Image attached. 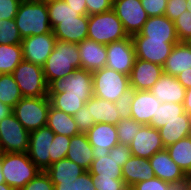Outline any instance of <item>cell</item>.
Returning a JSON list of instances; mask_svg holds the SVG:
<instances>
[{
	"label": "cell",
	"mask_w": 191,
	"mask_h": 190,
	"mask_svg": "<svg viewBox=\"0 0 191 190\" xmlns=\"http://www.w3.org/2000/svg\"><path fill=\"white\" fill-rule=\"evenodd\" d=\"M191 48V36L184 41Z\"/></svg>",
	"instance_id": "obj_63"
},
{
	"label": "cell",
	"mask_w": 191,
	"mask_h": 190,
	"mask_svg": "<svg viewBox=\"0 0 191 190\" xmlns=\"http://www.w3.org/2000/svg\"><path fill=\"white\" fill-rule=\"evenodd\" d=\"M14 19L22 39L52 31L46 3L22 0Z\"/></svg>",
	"instance_id": "obj_2"
},
{
	"label": "cell",
	"mask_w": 191,
	"mask_h": 190,
	"mask_svg": "<svg viewBox=\"0 0 191 190\" xmlns=\"http://www.w3.org/2000/svg\"><path fill=\"white\" fill-rule=\"evenodd\" d=\"M86 134L93 148L94 158L105 157L118 144L117 128L113 124L95 123Z\"/></svg>",
	"instance_id": "obj_17"
},
{
	"label": "cell",
	"mask_w": 191,
	"mask_h": 190,
	"mask_svg": "<svg viewBox=\"0 0 191 190\" xmlns=\"http://www.w3.org/2000/svg\"><path fill=\"white\" fill-rule=\"evenodd\" d=\"M21 41L15 19H0V44H21Z\"/></svg>",
	"instance_id": "obj_39"
},
{
	"label": "cell",
	"mask_w": 191,
	"mask_h": 190,
	"mask_svg": "<svg viewBox=\"0 0 191 190\" xmlns=\"http://www.w3.org/2000/svg\"><path fill=\"white\" fill-rule=\"evenodd\" d=\"M93 96L116 102L130 88L129 76L103 67L92 72Z\"/></svg>",
	"instance_id": "obj_6"
},
{
	"label": "cell",
	"mask_w": 191,
	"mask_h": 190,
	"mask_svg": "<svg viewBox=\"0 0 191 190\" xmlns=\"http://www.w3.org/2000/svg\"><path fill=\"white\" fill-rule=\"evenodd\" d=\"M50 105L48 96L22 97L12 112L23 127L31 132L46 126Z\"/></svg>",
	"instance_id": "obj_5"
},
{
	"label": "cell",
	"mask_w": 191,
	"mask_h": 190,
	"mask_svg": "<svg viewBox=\"0 0 191 190\" xmlns=\"http://www.w3.org/2000/svg\"><path fill=\"white\" fill-rule=\"evenodd\" d=\"M87 15L104 13L112 10L113 0H85Z\"/></svg>",
	"instance_id": "obj_49"
},
{
	"label": "cell",
	"mask_w": 191,
	"mask_h": 190,
	"mask_svg": "<svg viewBox=\"0 0 191 190\" xmlns=\"http://www.w3.org/2000/svg\"><path fill=\"white\" fill-rule=\"evenodd\" d=\"M151 167L155 177L163 181L173 183L184 180L186 174L183 170L171 159L166 149L156 152L149 158Z\"/></svg>",
	"instance_id": "obj_22"
},
{
	"label": "cell",
	"mask_w": 191,
	"mask_h": 190,
	"mask_svg": "<svg viewBox=\"0 0 191 190\" xmlns=\"http://www.w3.org/2000/svg\"><path fill=\"white\" fill-rule=\"evenodd\" d=\"M45 172L49 175L53 184H58L73 182L86 170L73 161L64 158L53 163Z\"/></svg>",
	"instance_id": "obj_29"
},
{
	"label": "cell",
	"mask_w": 191,
	"mask_h": 190,
	"mask_svg": "<svg viewBox=\"0 0 191 190\" xmlns=\"http://www.w3.org/2000/svg\"><path fill=\"white\" fill-rule=\"evenodd\" d=\"M21 91L12 74H0V101L13 108L21 99Z\"/></svg>",
	"instance_id": "obj_36"
},
{
	"label": "cell",
	"mask_w": 191,
	"mask_h": 190,
	"mask_svg": "<svg viewBox=\"0 0 191 190\" xmlns=\"http://www.w3.org/2000/svg\"><path fill=\"white\" fill-rule=\"evenodd\" d=\"M21 190H54V184L45 171H40L37 176L28 182Z\"/></svg>",
	"instance_id": "obj_45"
},
{
	"label": "cell",
	"mask_w": 191,
	"mask_h": 190,
	"mask_svg": "<svg viewBox=\"0 0 191 190\" xmlns=\"http://www.w3.org/2000/svg\"><path fill=\"white\" fill-rule=\"evenodd\" d=\"M71 137L55 134L52 141L51 154L50 156V166L57 161L66 158L67 151L69 149Z\"/></svg>",
	"instance_id": "obj_41"
},
{
	"label": "cell",
	"mask_w": 191,
	"mask_h": 190,
	"mask_svg": "<svg viewBox=\"0 0 191 190\" xmlns=\"http://www.w3.org/2000/svg\"><path fill=\"white\" fill-rule=\"evenodd\" d=\"M42 67L47 84L80 69L81 59L77 43L57 40L54 50Z\"/></svg>",
	"instance_id": "obj_1"
},
{
	"label": "cell",
	"mask_w": 191,
	"mask_h": 190,
	"mask_svg": "<svg viewBox=\"0 0 191 190\" xmlns=\"http://www.w3.org/2000/svg\"><path fill=\"white\" fill-rule=\"evenodd\" d=\"M74 95H93L92 72L85 69H76L62 79L53 80L48 84V93H60Z\"/></svg>",
	"instance_id": "obj_13"
},
{
	"label": "cell",
	"mask_w": 191,
	"mask_h": 190,
	"mask_svg": "<svg viewBox=\"0 0 191 190\" xmlns=\"http://www.w3.org/2000/svg\"><path fill=\"white\" fill-rule=\"evenodd\" d=\"M109 156H113V158L122 167L124 163L132 156V154L128 145L118 143L116 146L110 149Z\"/></svg>",
	"instance_id": "obj_52"
},
{
	"label": "cell",
	"mask_w": 191,
	"mask_h": 190,
	"mask_svg": "<svg viewBox=\"0 0 191 190\" xmlns=\"http://www.w3.org/2000/svg\"><path fill=\"white\" fill-rule=\"evenodd\" d=\"M106 50V67L129 76L136 59L132 37L109 43Z\"/></svg>",
	"instance_id": "obj_11"
},
{
	"label": "cell",
	"mask_w": 191,
	"mask_h": 190,
	"mask_svg": "<svg viewBox=\"0 0 191 190\" xmlns=\"http://www.w3.org/2000/svg\"><path fill=\"white\" fill-rule=\"evenodd\" d=\"M74 120L80 133L86 134L88 130L95 124L91 117L90 110L86 105L82 106L74 115Z\"/></svg>",
	"instance_id": "obj_44"
},
{
	"label": "cell",
	"mask_w": 191,
	"mask_h": 190,
	"mask_svg": "<svg viewBox=\"0 0 191 190\" xmlns=\"http://www.w3.org/2000/svg\"><path fill=\"white\" fill-rule=\"evenodd\" d=\"M129 37L120 19L113 10L88 16V37L107 45Z\"/></svg>",
	"instance_id": "obj_4"
},
{
	"label": "cell",
	"mask_w": 191,
	"mask_h": 190,
	"mask_svg": "<svg viewBox=\"0 0 191 190\" xmlns=\"http://www.w3.org/2000/svg\"><path fill=\"white\" fill-rule=\"evenodd\" d=\"M140 34L149 39L179 40L174 22L165 15L148 17Z\"/></svg>",
	"instance_id": "obj_24"
},
{
	"label": "cell",
	"mask_w": 191,
	"mask_h": 190,
	"mask_svg": "<svg viewBox=\"0 0 191 190\" xmlns=\"http://www.w3.org/2000/svg\"><path fill=\"white\" fill-rule=\"evenodd\" d=\"M133 99H134V89L130 87L128 90L124 91V93L115 102V107L118 110L121 119L131 117L130 112H131V103Z\"/></svg>",
	"instance_id": "obj_43"
},
{
	"label": "cell",
	"mask_w": 191,
	"mask_h": 190,
	"mask_svg": "<svg viewBox=\"0 0 191 190\" xmlns=\"http://www.w3.org/2000/svg\"><path fill=\"white\" fill-rule=\"evenodd\" d=\"M112 10L131 37L141 32L148 19L140 0H113Z\"/></svg>",
	"instance_id": "obj_10"
},
{
	"label": "cell",
	"mask_w": 191,
	"mask_h": 190,
	"mask_svg": "<svg viewBox=\"0 0 191 190\" xmlns=\"http://www.w3.org/2000/svg\"><path fill=\"white\" fill-rule=\"evenodd\" d=\"M142 124L138 123L134 119L125 118L121 119L116 125L117 135H118V143L130 145L133 138L137 135L141 128Z\"/></svg>",
	"instance_id": "obj_37"
},
{
	"label": "cell",
	"mask_w": 191,
	"mask_h": 190,
	"mask_svg": "<svg viewBox=\"0 0 191 190\" xmlns=\"http://www.w3.org/2000/svg\"><path fill=\"white\" fill-rule=\"evenodd\" d=\"M37 2H42V3H52V2H56V1H62V0H35Z\"/></svg>",
	"instance_id": "obj_61"
},
{
	"label": "cell",
	"mask_w": 191,
	"mask_h": 190,
	"mask_svg": "<svg viewBox=\"0 0 191 190\" xmlns=\"http://www.w3.org/2000/svg\"><path fill=\"white\" fill-rule=\"evenodd\" d=\"M0 190H14V189L11 186H9L7 183H1Z\"/></svg>",
	"instance_id": "obj_59"
},
{
	"label": "cell",
	"mask_w": 191,
	"mask_h": 190,
	"mask_svg": "<svg viewBox=\"0 0 191 190\" xmlns=\"http://www.w3.org/2000/svg\"><path fill=\"white\" fill-rule=\"evenodd\" d=\"M54 190H96V188L93 176L86 171L73 182L54 184Z\"/></svg>",
	"instance_id": "obj_40"
},
{
	"label": "cell",
	"mask_w": 191,
	"mask_h": 190,
	"mask_svg": "<svg viewBox=\"0 0 191 190\" xmlns=\"http://www.w3.org/2000/svg\"><path fill=\"white\" fill-rule=\"evenodd\" d=\"M47 96L52 107L73 116L93 95H74L63 91L48 93Z\"/></svg>",
	"instance_id": "obj_31"
},
{
	"label": "cell",
	"mask_w": 191,
	"mask_h": 190,
	"mask_svg": "<svg viewBox=\"0 0 191 190\" xmlns=\"http://www.w3.org/2000/svg\"><path fill=\"white\" fill-rule=\"evenodd\" d=\"M49 20H68L81 16L80 10L70 7L65 1L47 3Z\"/></svg>",
	"instance_id": "obj_38"
},
{
	"label": "cell",
	"mask_w": 191,
	"mask_h": 190,
	"mask_svg": "<svg viewBox=\"0 0 191 190\" xmlns=\"http://www.w3.org/2000/svg\"><path fill=\"white\" fill-rule=\"evenodd\" d=\"M21 0H0V19H14Z\"/></svg>",
	"instance_id": "obj_51"
},
{
	"label": "cell",
	"mask_w": 191,
	"mask_h": 190,
	"mask_svg": "<svg viewBox=\"0 0 191 190\" xmlns=\"http://www.w3.org/2000/svg\"><path fill=\"white\" fill-rule=\"evenodd\" d=\"M30 132L12 112L0 121V148L2 153H27Z\"/></svg>",
	"instance_id": "obj_8"
},
{
	"label": "cell",
	"mask_w": 191,
	"mask_h": 190,
	"mask_svg": "<svg viewBox=\"0 0 191 190\" xmlns=\"http://www.w3.org/2000/svg\"><path fill=\"white\" fill-rule=\"evenodd\" d=\"M186 190H191V173L186 174V177L184 178Z\"/></svg>",
	"instance_id": "obj_58"
},
{
	"label": "cell",
	"mask_w": 191,
	"mask_h": 190,
	"mask_svg": "<svg viewBox=\"0 0 191 190\" xmlns=\"http://www.w3.org/2000/svg\"><path fill=\"white\" fill-rule=\"evenodd\" d=\"M1 183H5V178H4V175L1 171V158H0V184Z\"/></svg>",
	"instance_id": "obj_60"
},
{
	"label": "cell",
	"mask_w": 191,
	"mask_h": 190,
	"mask_svg": "<svg viewBox=\"0 0 191 190\" xmlns=\"http://www.w3.org/2000/svg\"><path fill=\"white\" fill-rule=\"evenodd\" d=\"M85 105L90 110L91 117H93L95 123L117 125L121 120L114 102L92 96Z\"/></svg>",
	"instance_id": "obj_28"
},
{
	"label": "cell",
	"mask_w": 191,
	"mask_h": 190,
	"mask_svg": "<svg viewBox=\"0 0 191 190\" xmlns=\"http://www.w3.org/2000/svg\"><path fill=\"white\" fill-rule=\"evenodd\" d=\"M77 46L79 49L82 69L93 72L106 66V45L86 38L78 43Z\"/></svg>",
	"instance_id": "obj_20"
},
{
	"label": "cell",
	"mask_w": 191,
	"mask_h": 190,
	"mask_svg": "<svg viewBox=\"0 0 191 190\" xmlns=\"http://www.w3.org/2000/svg\"><path fill=\"white\" fill-rule=\"evenodd\" d=\"M169 184V182L163 181L160 178L153 177L134 184L129 190H168Z\"/></svg>",
	"instance_id": "obj_47"
},
{
	"label": "cell",
	"mask_w": 191,
	"mask_h": 190,
	"mask_svg": "<svg viewBox=\"0 0 191 190\" xmlns=\"http://www.w3.org/2000/svg\"><path fill=\"white\" fill-rule=\"evenodd\" d=\"M185 174L191 173V135L165 148Z\"/></svg>",
	"instance_id": "obj_33"
},
{
	"label": "cell",
	"mask_w": 191,
	"mask_h": 190,
	"mask_svg": "<svg viewBox=\"0 0 191 190\" xmlns=\"http://www.w3.org/2000/svg\"><path fill=\"white\" fill-rule=\"evenodd\" d=\"M179 42H184L191 36V12L184 11L174 21Z\"/></svg>",
	"instance_id": "obj_42"
},
{
	"label": "cell",
	"mask_w": 191,
	"mask_h": 190,
	"mask_svg": "<svg viewBox=\"0 0 191 190\" xmlns=\"http://www.w3.org/2000/svg\"><path fill=\"white\" fill-rule=\"evenodd\" d=\"M67 159L73 161L86 171L89 170L94 160L93 148L89 143L87 134L72 136L67 151Z\"/></svg>",
	"instance_id": "obj_25"
},
{
	"label": "cell",
	"mask_w": 191,
	"mask_h": 190,
	"mask_svg": "<svg viewBox=\"0 0 191 190\" xmlns=\"http://www.w3.org/2000/svg\"><path fill=\"white\" fill-rule=\"evenodd\" d=\"M46 126L55 134H61L68 137L80 134L74 117L52 107L51 105L48 111Z\"/></svg>",
	"instance_id": "obj_30"
},
{
	"label": "cell",
	"mask_w": 191,
	"mask_h": 190,
	"mask_svg": "<svg viewBox=\"0 0 191 190\" xmlns=\"http://www.w3.org/2000/svg\"><path fill=\"white\" fill-rule=\"evenodd\" d=\"M191 68V48L185 42L176 43L163 65L164 74L176 77Z\"/></svg>",
	"instance_id": "obj_26"
},
{
	"label": "cell",
	"mask_w": 191,
	"mask_h": 190,
	"mask_svg": "<svg viewBox=\"0 0 191 190\" xmlns=\"http://www.w3.org/2000/svg\"><path fill=\"white\" fill-rule=\"evenodd\" d=\"M160 137L164 147H168L184 137L191 135V116L182 114V119H173L159 128Z\"/></svg>",
	"instance_id": "obj_27"
},
{
	"label": "cell",
	"mask_w": 191,
	"mask_h": 190,
	"mask_svg": "<svg viewBox=\"0 0 191 190\" xmlns=\"http://www.w3.org/2000/svg\"><path fill=\"white\" fill-rule=\"evenodd\" d=\"M168 190H186L185 181L173 182L168 185Z\"/></svg>",
	"instance_id": "obj_57"
},
{
	"label": "cell",
	"mask_w": 191,
	"mask_h": 190,
	"mask_svg": "<svg viewBox=\"0 0 191 190\" xmlns=\"http://www.w3.org/2000/svg\"><path fill=\"white\" fill-rule=\"evenodd\" d=\"M132 40L136 58L161 66L164 65L173 46L179 42V40L149 39V37L142 36L140 33L133 35Z\"/></svg>",
	"instance_id": "obj_9"
},
{
	"label": "cell",
	"mask_w": 191,
	"mask_h": 190,
	"mask_svg": "<svg viewBox=\"0 0 191 190\" xmlns=\"http://www.w3.org/2000/svg\"><path fill=\"white\" fill-rule=\"evenodd\" d=\"M96 190H129L123 179H93Z\"/></svg>",
	"instance_id": "obj_48"
},
{
	"label": "cell",
	"mask_w": 191,
	"mask_h": 190,
	"mask_svg": "<svg viewBox=\"0 0 191 190\" xmlns=\"http://www.w3.org/2000/svg\"><path fill=\"white\" fill-rule=\"evenodd\" d=\"M23 97H43L48 94L43 67L22 60L12 72Z\"/></svg>",
	"instance_id": "obj_7"
},
{
	"label": "cell",
	"mask_w": 191,
	"mask_h": 190,
	"mask_svg": "<svg viewBox=\"0 0 191 190\" xmlns=\"http://www.w3.org/2000/svg\"><path fill=\"white\" fill-rule=\"evenodd\" d=\"M150 92L162 102L183 104L186 88L172 75L162 74Z\"/></svg>",
	"instance_id": "obj_21"
},
{
	"label": "cell",
	"mask_w": 191,
	"mask_h": 190,
	"mask_svg": "<svg viewBox=\"0 0 191 190\" xmlns=\"http://www.w3.org/2000/svg\"><path fill=\"white\" fill-rule=\"evenodd\" d=\"M186 3H187V11H190L191 12V0H186Z\"/></svg>",
	"instance_id": "obj_62"
},
{
	"label": "cell",
	"mask_w": 191,
	"mask_h": 190,
	"mask_svg": "<svg viewBox=\"0 0 191 190\" xmlns=\"http://www.w3.org/2000/svg\"><path fill=\"white\" fill-rule=\"evenodd\" d=\"M57 39L53 32L22 39L23 60L43 66L52 53Z\"/></svg>",
	"instance_id": "obj_14"
},
{
	"label": "cell",
	"mask_w": 191,
	"mask_h": 190,
	"mask_svg": "<svg viewBox=\"0 0 191 190\" xmlns=\"http://www.w3.org/2000/svg\"><path fill=\"white\" fill-rule=\"evenodd\" d=\"M186 6V0H168L164 15L174 22L181 13L187 10Z\"/></svg>",
	"instance_id": "obj_50"
},
{
	"label": "cell",
	"mask_w": 191,
	"mask_h": 190,
	"mask_svg": "<svg viewBox=\"0 0 191 190\" xmlns=\"http://www.w3.org/2000/svg\"><path fill=\"white\" fill-rule=\"evenodd\" d=\"M160 104L161 102L150 90H134L130 112L131 118L142 125H148Z\"/></svg>",
	"instance_id": "obj_19"
},
{
	"label": "cell",
	"mask_w": 191,
	"mask_h": 190,
	"mask_svg": "<svg viewBox=\"0 0 191 190\" xmlns=\"http://www.w3.org/2000/svg\"><path fill=\"white\" fill-rule=\"evenodd\" d=\"M163 73V66L136 58L129 75L130 87L134 90H150Z\"/></svg>",
	"instance_id": "obj_18"
},
{
	"label": "cell",
	"mask_w": 191,
	"mask_h": 190,
	"mask_svg": "<svg viewBox=\"0 0 191 190\" xmlns=\"http://www.w3.org/2000/svg\"><path fill=\"white\" fill-rule=\"evenodd\" d=\"M63 1H65L73 9L80 10V15H87V7L85 0H63Z\"/></svg>",
	"instance_id": "obj_53"
},
{
	"label": "cell",
	"mask_w": 191,
	"mask_h": 190,
	"mask_svg": "<svg viewBox=\"0 0 191 190\" xmlns=\"http://www.w3.org/2000/svg\"><path fill=\"white\" fill-rule=\"evenodd\" d=\"M148 17L163 16L168 0H140Z\"/></svg>",
	"instance_id": "obj_46"
},
{
	"label": "cell",
	"mask_w": 191,
	"mask_h": 190,
	"mask_svg": "<svg viewBox=\"0 0 191 190\" xmlns=\"http://www.w3.org/2000/svg\"><path fill=\"white\" fill-rule=\"evenodd\" d=\"M125 185L130 189L134 184L155 177L149 159L131 156L121 167Z\"/></svg>",
	"instance_id": "obj_23"
},
{
	"label": "cell",
	"mask_w": 191,
	"mask_h": 190,
	"mask_svg": "<svg viewBox=\"0 0 191 190\" xmlns=\"http://www.w3.org/2000/svg\"><path fill=\"white\" fill-rule=\"evenodd\" d=\"M49 21L57 40L78 44L88 37V15H81L75 19Z\"/></svg>",
	"instance_id": "obj_16"
},
{
	"label": "cell",
	"mask_w": 191,
	"mask_h": 190,
	"mask_svg": "<svg viewBox=\"0 0 191 190\" xmlns=\"http://www.w3.org/2000/svg\"><path fill=\"white\" fill-rule=\"evenodd\" d=\"M129 147L133 156L146 159L165 149L159 130L150 125L141 126Z\"/></svg>",
	"instance_id": "obj_15"
},
{
	"label": "cell",
	"mask_w": 191,
	"mask_h": 190,
	"mask_svg": "<svg viewBox=\"0 0 191 190\" xmlns=\"http://www.w3.org/2000/svg\"><path fill=\"white\" fill-rule=\"evenodd\" d=\"M23 60L21 44H0V74H12Z\"/></svg>",
	"instance_id": "obj_35"
},
{
	"label": "cell",
	"mask_w": 191,
	"mask_h": 190,
	"mask_svg": "<svg viewBox=\"0 0 191 190\" xmlns=\"http://www.w3.org/2000/svg\"><path fill=\"white\" fill-rule=\"evenodd\" d=\"M54 136L55 133L47 126L30 132L27 154L41 171H46L50 167L49 155Z\"/></svg>",
	"instance_id": "obj_12"
},
{
	"label": "cell",
	"mask_w": 191,
	"mask_h": 190,
	"mask_svg": "<svg viewBox=\"0 0 191 190\" xmlns=\"http://www.w3.org/2000/svg\"><path fill=\"white\" fill-rule=\"evenodd\" d=\"M183 106L185 112L191 116V88L186 89Z\"/></svg>",
	"instance_id": "obj_55"
},
{
	"label": "cell",
	"mask_w": 191,
	"mask_h": 190,
	"mask_svg": "<svg viewBox=\"0 0 191 190\" xmlns=\"http://www.w3.org/2000/svg\"><path fill=\"white\" fill-rule=\"evenodd\" d=\"M88 171L93 179H123L121 166L109 154L94 158Z\"/></svg>",
	"instance_id": "obj_32"
},
{
	"label": "cell",
	"mask_w": 191,
	"mask_h": 190,
	"mask_svg": "<svg viewBox=\"0 0 191 190\" xmlns=\"http://www.w3.org/2000/svg\"><path fill=\"white\" fill-rule=\"evenodd\" d=\"M12 113V108L9 105L3 104L0 101V121Z\"/></svg>",
	"instance_id": "obj_56"
},
{
	"label": "cell",
	"mask_w": 191,
	"mask_h": 190,
	"mask_svg": "<svg viewBox=\"0 0 191 190\" xmlns=\"http://www.w3.org/2000/svg\"><path fill=\"white\" fill-rule=\"evenodd\" d=\"M1 171L5 183L14 190H21L41 171L29 158L27 153H2Z\"/></svg>",
	"instance_id": "obj_3"
},
{
	"label": "cell",
	"mask_w": 191,
	"mask_h": 190,
	"mask_svg": "<svg viewBox=\"0 0 191 190\" xmlns=\"http://www.w3.org/2000/svg\"><path fill=\"white\" fill-rule=\"evenodd\" d=\"M176 78L186 89L191 88V68L182 71Z\"/></svg>",
	"instance_id": "obj_54"
},
{
	"label": "cell",
	"mask_w": 191,
	"mask_h": 190,
	"mask_svg": "<svg viewBox=\"0 0 191 190\" xmlns=\"http://www.w3.org/2000/svg\"><path fill=\"white\" fill-rule=\"evenodd\" d=\"M185 113L183 104L162 102L157 107L156 114L153 115L151 122L148 124L156 129L162 128L166 122L173 119H182V114Z\"/></svg>",
	"instance_id": "obj_34"
}]
</instances>
